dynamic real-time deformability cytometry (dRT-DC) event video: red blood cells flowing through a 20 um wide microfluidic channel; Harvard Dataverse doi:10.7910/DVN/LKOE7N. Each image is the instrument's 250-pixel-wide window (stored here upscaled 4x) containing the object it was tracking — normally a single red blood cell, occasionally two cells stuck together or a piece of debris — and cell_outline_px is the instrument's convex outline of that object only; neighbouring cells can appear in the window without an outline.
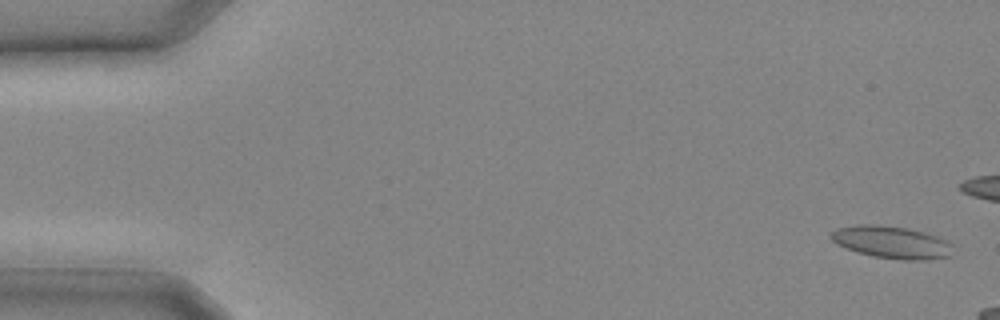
{"species": "common noctule bat (a hibernating species)", "species_latin": "Nyctalus noctula", "temperature_condition": "cold", "stored_images_in_passage": 6, "camera_frame_rate_fps": 3000, "um_per_image_px": 0.085, "animal": {"sex": "male", "body_mass_g": 20.4}, "frame": {"image": 1, "passage_image": 1, "time_ms": 0.0, "image_size_px": [1000, 320], "cell_outline_px": [[952, 256], [928, 260], [904, 260], [872, 256], [848, 248], [832, 240], [832, 232], [836, 228], [856, 224], [872, 224], [908, 228], [924, 232], [936, 236], [952, 244]], "centroid_in_image_um": [75.84, 20.59], "position_along_channel_um": 9.2, "area_um2": 22.77}}